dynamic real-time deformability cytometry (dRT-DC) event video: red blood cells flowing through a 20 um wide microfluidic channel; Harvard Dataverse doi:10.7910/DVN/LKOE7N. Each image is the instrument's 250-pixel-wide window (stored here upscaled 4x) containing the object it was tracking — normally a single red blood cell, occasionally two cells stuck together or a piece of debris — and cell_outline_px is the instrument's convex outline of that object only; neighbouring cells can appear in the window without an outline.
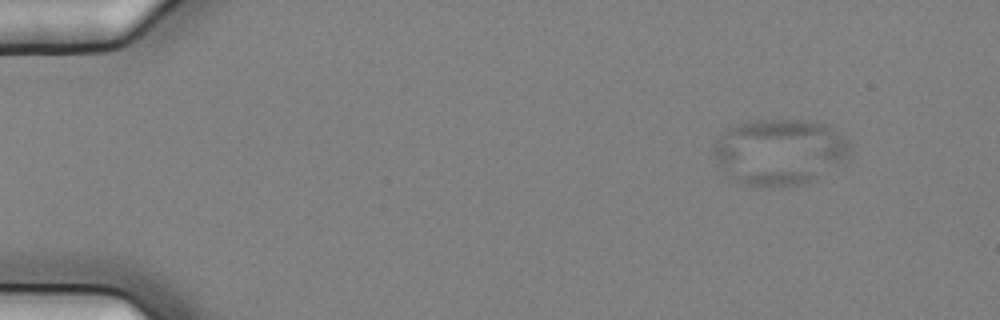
{"species": "common noctule bat (a hibernating species)", "species_latin": "Nyctalus noctula", "temperature_condition": "cold", "stored_images_in_passage": 6, "camera_frame_rate_fps": 3000, "um_per_image_px": 0.085, "animal": {"sex": "female", "body_mass_g": 25.1}, "frame": {"image": 1, "passage_image": 2, "time_ms": 0.333, "image_size_px": [1000, 320], "cell_outline_px": [[852, 148], [848, 156], [816, 180], [808, 184], [740, 184], [732, 180], [716, 164], [712, 152], [712, 148], [716, 140], [728, 128], [736, 124], [748, 120], [808, 120], [824, 124], [848, 136]], "centroid_in_image_um": [66.26, 12.87], "position_along_channel_um": 18.7, "area_um2": 52.71}}